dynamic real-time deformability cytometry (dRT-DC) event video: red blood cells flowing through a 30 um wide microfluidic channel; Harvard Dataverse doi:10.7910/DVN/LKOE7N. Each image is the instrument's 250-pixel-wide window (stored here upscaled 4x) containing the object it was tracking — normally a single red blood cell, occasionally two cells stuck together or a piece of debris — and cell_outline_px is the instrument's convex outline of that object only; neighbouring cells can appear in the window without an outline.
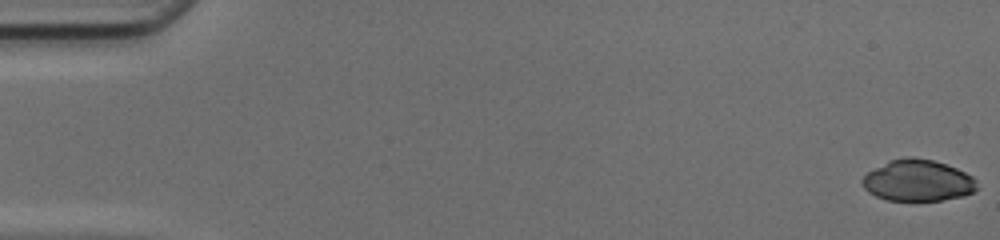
{"species": "common noctule bat (a hibernating species)", "species_latin": "Nyctalus noctula", "temperature_condition": "cold", "stored_images_in_passage": 50, "camera_frame_rate_fps": 3000, "um_per_image_px": 0.085, "animal": {"sex": "female", "body_mass_g": 17.0, "forearm_length_mm": 48.0}, "frame": {"image": 1, "passage_image": 1, "time_ms": 0.0, "image_size_px": [1000, 240], "cell_outline_px": [[980, 188], [964, 196], [940, 200], [888, 200], [876, 196], [868, 192], [864, 188], [860, 180], [868, 172], [888, 160], [908, 156], [912, 156], [932, 160], [956, 168], [972, 176], [976, 180]], "centroid_in_image_um": [78.01, 15.34], "position_along_channel_um": 7.0, "area_um2": 27.74}}
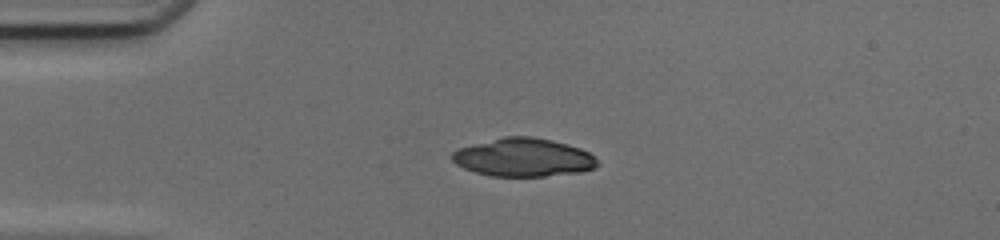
{"frame": {"image": 2, "passage_image": 13, "time_ms": 4.0, "image_size_px": [1000, 240], "cell_outline_px": [[596, 164], [592, 168], [580, 172], [544, 176], [492, 176], [476, 172], [464, 168], [456, 164], [452, 160], [452, 152], [460, 148], [504, 136], [532, 136], [552, 140], [580, 148], [588, 152], [596, 160]], "centroid_in_image_um": [44.46, 13.38], "position_along_channel_um": 40.5, "area_um2": 31.96}}